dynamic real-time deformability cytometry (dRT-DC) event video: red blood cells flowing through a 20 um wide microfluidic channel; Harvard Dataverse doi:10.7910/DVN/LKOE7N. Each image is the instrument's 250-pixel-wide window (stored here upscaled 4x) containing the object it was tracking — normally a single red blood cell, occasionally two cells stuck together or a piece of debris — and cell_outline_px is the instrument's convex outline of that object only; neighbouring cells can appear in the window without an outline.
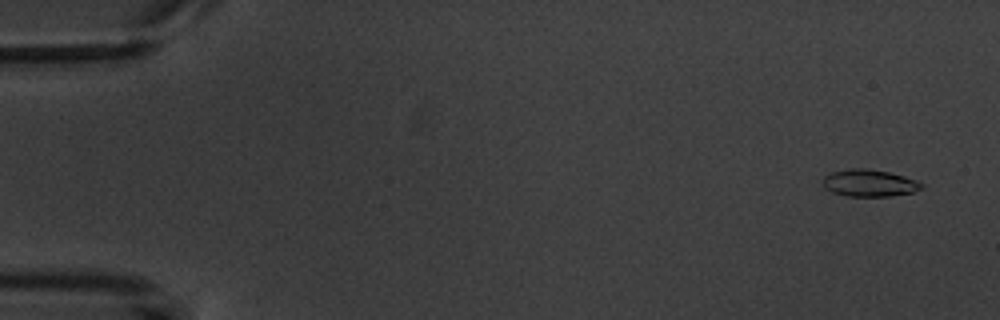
{"species": "common noctule bat (a hibernating species)", "species_latin": "Nyctalus noctula", "temperature_condition": "warm", "stored_images_in_passage": 5, "camera_frame_rate_fps": 3000, "um_per_image_px": 0.085, "animal": {"sex": "male", "body_mass_g": 20.1, "forearm_length_mm": 53.5}, "frame": {"image": 1, "passage_image": 1, "time_ms": 0.0, "image_size_px": [1000, 320], "cell_outline_px": [[924, 188], [912, 192], [888, 196], [848, 196], [832, 192], [824, 188], [820, 180], [824, 176], [832, 172], [852, 168], [864, 168], [888, 172], [904, 176], [916, 180], [924, 184]], "centroid_in_image_um": [73.86, 15.56], "position_along_channel_um": 11.1, "area_um2": 15.61}}
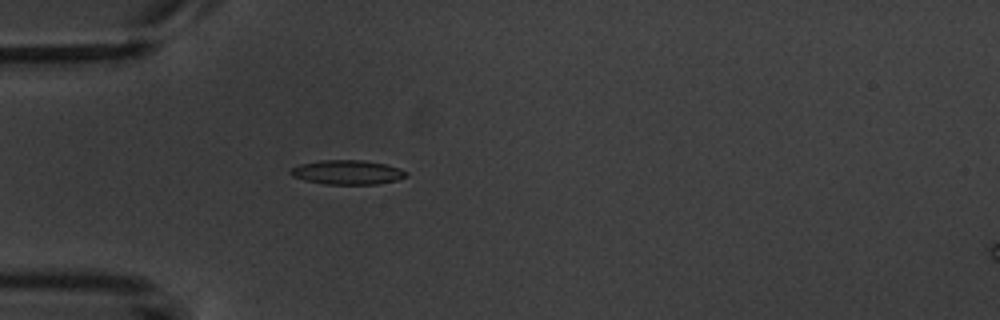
{"frame": {"image": 2, "passage_image": 5, "time_ms": 4.667, "image_size_px": [1000, 320], "cell_outline_px": [[408, 172], [404, 176], [396, 180], [380, 184], [324, 184], [304, 180], [292, 176], [288, 172], [292, 168], [300, 164], [320, 160], [364, 160], [384, 164], [400, 168]], "centroid_in_image_um": [29.5, 14.64], "position_along_channel_um": 55.5, "area_um2": 16.36}}